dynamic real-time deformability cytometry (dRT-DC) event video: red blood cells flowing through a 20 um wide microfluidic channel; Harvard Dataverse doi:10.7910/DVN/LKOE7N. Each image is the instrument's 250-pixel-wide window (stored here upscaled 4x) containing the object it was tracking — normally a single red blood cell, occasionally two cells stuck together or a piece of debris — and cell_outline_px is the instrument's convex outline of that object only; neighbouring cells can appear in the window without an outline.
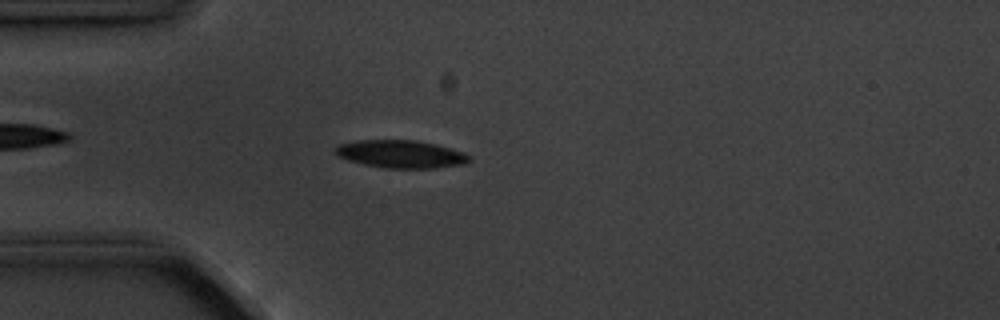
{"species": "common noctule bat (a hibernating species)", "species_latin": "Nyctalus noctula", "temperature_condition": "cold", "stored_images_in_passage": 5, "camera_frame_rate_fps": 3000, "um_per_image_px": 0.085, "animal": {"sex": "male", "body_mass_g": 20.1, "forearm_length_mm": 53.5}, "frame": {"image": 1, "passage_image": 4, "time_ms": 3.667, "image_size_px": [1000, 320], "cell_outline_px": [[472, 160], [464, 164], [436, 168], [384, 168], [364, 164], [348, 160], [336, 156], [332, 152], [332, 148], [336, 144], [356, 140], [416, 140], [436, 144], [452, 148], [464, 152], [472, 156]], "centroid_in_image_um": [34.04, 13.09], "position_along_channel_um": 51.0, "area_um2": 22.2}}